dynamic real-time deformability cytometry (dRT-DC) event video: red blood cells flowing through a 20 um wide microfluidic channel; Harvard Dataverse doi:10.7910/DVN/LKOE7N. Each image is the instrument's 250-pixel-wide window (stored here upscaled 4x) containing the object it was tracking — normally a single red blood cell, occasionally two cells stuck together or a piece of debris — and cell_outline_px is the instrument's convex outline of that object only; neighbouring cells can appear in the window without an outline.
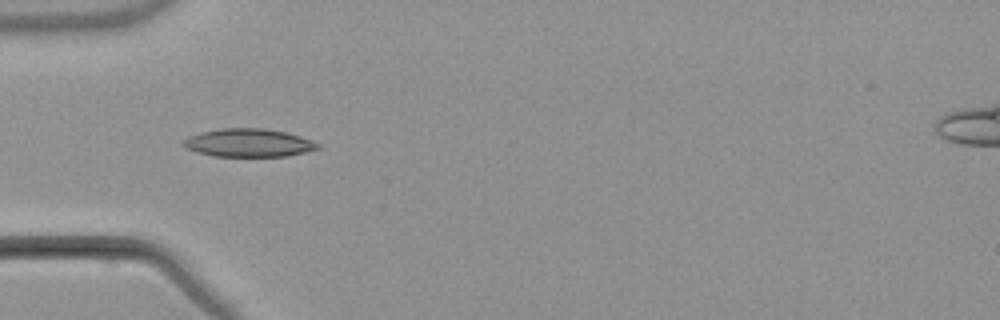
{"species": "common noctule bat (a hibernating species)", "species_latin": "Nyctalus noctula", "temperature_condition": "warm", "stored_images_in_passage": 7, "camera_frame_rate_fps": 3000, "um_per_image_px": 0.085, "animal": {"sex": "male", "body_mass_g": 21.5, "forearm_length_mm": 52.0}, "frame": {"image": 1, "passage_image": 5, "time_ms": 4.667, "image_size_px": [1000, 320], "cell_outline_px": [[320, 148], [288, 156], [216, 156], [196, 152], [184, 148], [184, 140], [188, 136], [200, 132], [220, 128], [264, 128], [284, 132], [300, 136], [312, 140], [320, 144]], "centroid_in_image_um": [21.12, 12.13], "position_along_channel_um": 63.9, "area_um2": 22.02}}
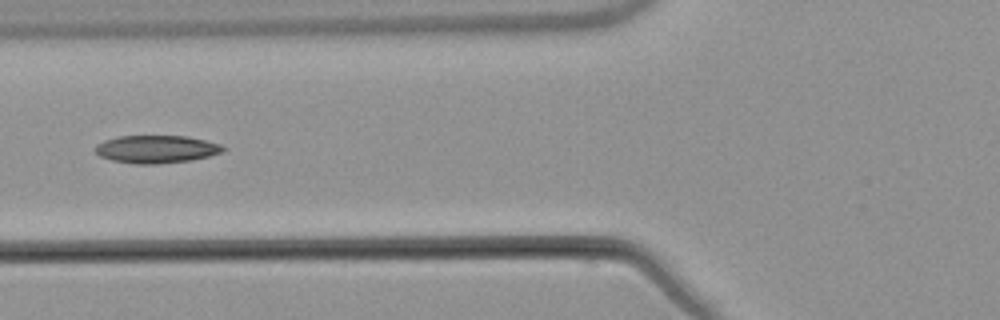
{"frame": {"image": 2, "passage_image": 6, "time_ms": 6.0, "image_size_px": [1000, 320], "cell_outline_px": [[228, 148], [220, 152], [208, 156], [192, 160], [156, 164], [136, 164], [112, 160], [100, 156], [92, 148], [96, 144], [104, 140], [116, 136], [188, 136], [220, 144]], "centroid_in_image_um": [13.25, 12.67], "position_along_channel_um": 112.5, "area_um2": 20.75}}
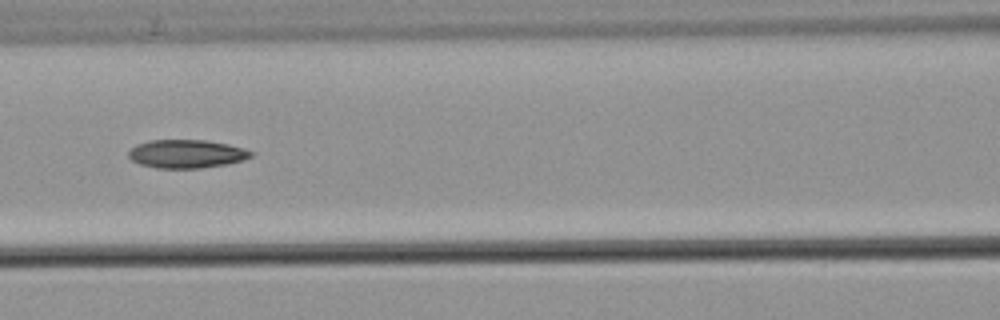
{"frame": {"image": 3, "passage_image": 7, "time_ms": 7.0, "image_size_px": [1000, 320], "cell_outline_px": [[256, 152], [252, 156], [244, 160], [228, 164], [200, 168], [156, 168], [140, 164], [132, 160], [128, 156], [128, 152], [136, 144], [148, 140], [204, 140], [228, 144], [244, 148]], "centroid_in_image_um": [15.88, 13.08], "position_along_channel_um": 150.7, "area_um2": 20.4}}